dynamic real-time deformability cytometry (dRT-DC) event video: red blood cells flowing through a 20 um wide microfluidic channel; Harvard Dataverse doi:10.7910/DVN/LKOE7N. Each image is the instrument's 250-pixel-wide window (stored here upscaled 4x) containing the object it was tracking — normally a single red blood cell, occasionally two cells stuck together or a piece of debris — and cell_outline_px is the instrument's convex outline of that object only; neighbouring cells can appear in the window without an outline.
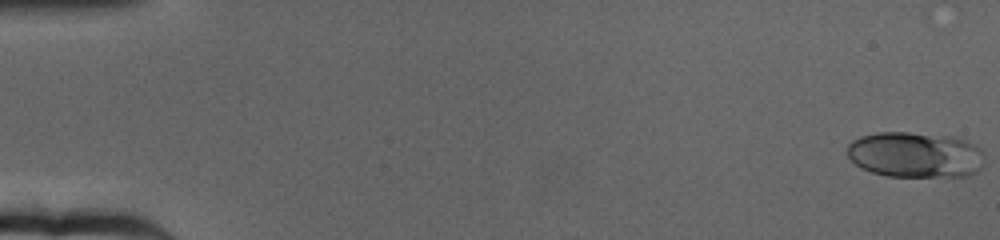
{"species": "human", "species_latin": "Homo sapiens", "temperature_condition": "cold", "stored_images_in_passage": 59, "camera_frame_rate_fps": 3000, "um_per_image_px": 0.085, "donor": {"sex": "female"}, "frame": {"image": 1, "passage_image": 1, "time_ms": 0.0, "image_size_px": [1000, 240], "cell_outline_px": [[984, 164], [976, 172], [968, 176], [888, 176], [872, 172], [860, 168], [848, 156], [848, 144], [852, 140], [860, 136], [876, 132], [908, 132], [956, 136], [976, 144], [980, 148], [984, 160]], "centroid_in_image_um": [77.82, 13.14], "position_along_channel_um": 7.2, "area_um2": 36.93}}
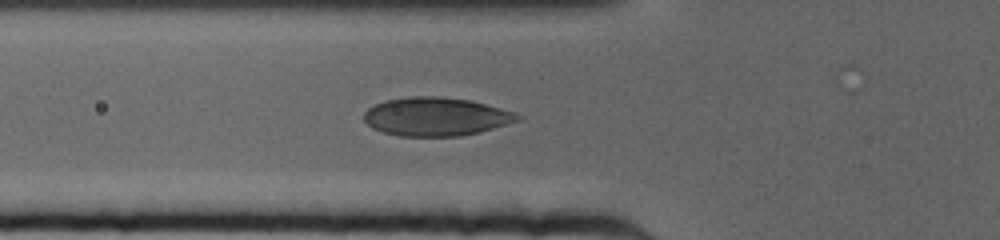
{"frame": {"image": 2, "passage_image": 24, "time_ms": 7.667, "image_size_px": [1000, 240], "cell_outline_px": [[524, 116], [520, 120], [480, 132], [460, 136], [400, 136], [384, 132], [372, 128], [364, 120], [364, 112], [368, 108], [384, 100], [412, 96], [436, 96], [472, 100], [516, 112]], "centroid_in_image_um": [37.09, 9.91], "position_along_channel_um": 88.7, "area_um2": 34.62}}
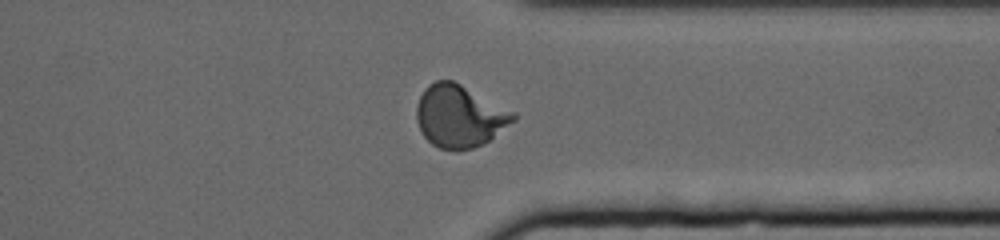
{"frame": {"image": 3, "passage_image": 51, "time_ms": 16.667, "image_size_px": [1000, 240], "cell_outline_px": [[516, 120], [484, 144], [472, 148], [440, 148], [432, 144], [424, 136], [416, 120], [416, 108], [420, 96], [424, 88], [428, 84], [436, 80], [452, 80], [516, 112]], "centroid_in_image_um": [39.07, 9.85], "position_along_channel_um": 372.3, "area_um2": 34.85}, "authors_computed_cell_mechanics": {"area_um2": 34.0442, "velocity_mm_per_s": 3.1586, "shape_relaxation_time_tau1_ms": 6.6496, "shape_relaxation_time_tau2_ms": null, "deformation_change_tau1": 0.1777, "deformation_change_tau2": null}}